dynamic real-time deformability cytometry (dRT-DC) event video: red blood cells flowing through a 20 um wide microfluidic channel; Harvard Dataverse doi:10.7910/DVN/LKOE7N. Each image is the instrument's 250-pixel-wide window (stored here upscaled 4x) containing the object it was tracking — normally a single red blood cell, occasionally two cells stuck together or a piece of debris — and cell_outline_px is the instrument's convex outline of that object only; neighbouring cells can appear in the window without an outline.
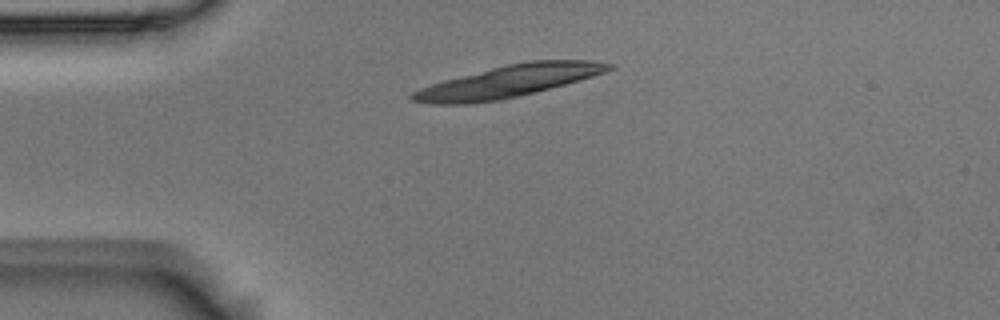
{"species": "Egyptian fruit bat (a non-hibernating species)", "species_latin": "Rousettus aegyptiacus", "temperature_condition": "room temperature", "stored_images_in_passage": 5, "camera_frame_rate_fps": 3000, "um_per_image_px": 0.085, "animal": {"sex": "male"}, "frame": {"image": 1, "passage_image": 1, "time_ms": 0.0, "image_size_px": [1000, 320], "cell_outline_px": [[612, 68], [604, 72], [592, 76], [564, 84], [500, 100], [468, 104], [428, 104], [412, 100], [408, 96], [412, 92], [420, 88], [444, 80], [508, 64], [532, 60], [592, 60], [612, 64]], "centroid_in_image_um": [43.16, 6.92], "position_along_channel_um": 41.8, "area_um2": 35.95}}